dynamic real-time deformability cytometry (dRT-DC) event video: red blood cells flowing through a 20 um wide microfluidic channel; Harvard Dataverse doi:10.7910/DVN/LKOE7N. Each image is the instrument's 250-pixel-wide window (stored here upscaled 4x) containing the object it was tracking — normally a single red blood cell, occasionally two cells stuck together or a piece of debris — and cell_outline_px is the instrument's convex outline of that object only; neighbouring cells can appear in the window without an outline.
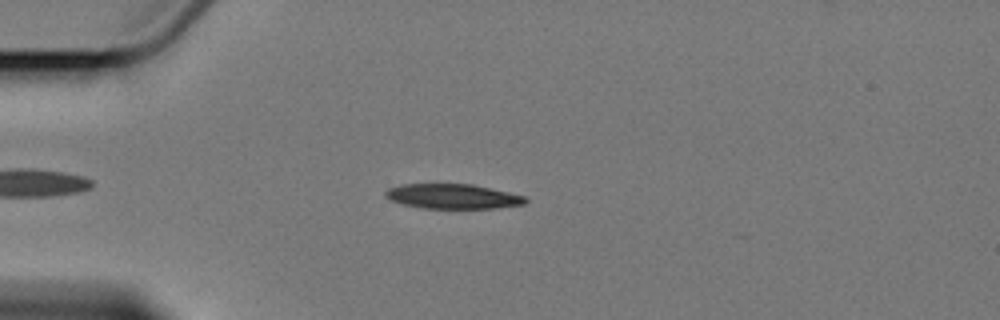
{"species": "Egyptian fruit bat (a non-hibernating species)", "species_latin": "Rousettus aegyptiacus", "temperature_condition": "cold", "stored_images_in_passage": 7, "camera_frame_rate_fps": 3000, "um_per_image_px": 0.085, "animal": {"sex": "female"}, "frame": {"image": 1, "passage_image": 5, "time_ms": 4.667, "image_size_px": [1000, 320], "cell_outline_px": [[528, 200], [524, 204], [496, 208], [424, 208], [404, 204], [392, 200], [384, 196], [384, 192], [388, 188], [400, 184], [472, 184], [508, 192], [524, 196]], "centroid_in_image_um": [38.47, 16.68], "position_along_channel_um": 46.5, "area_um2": 20.06}}
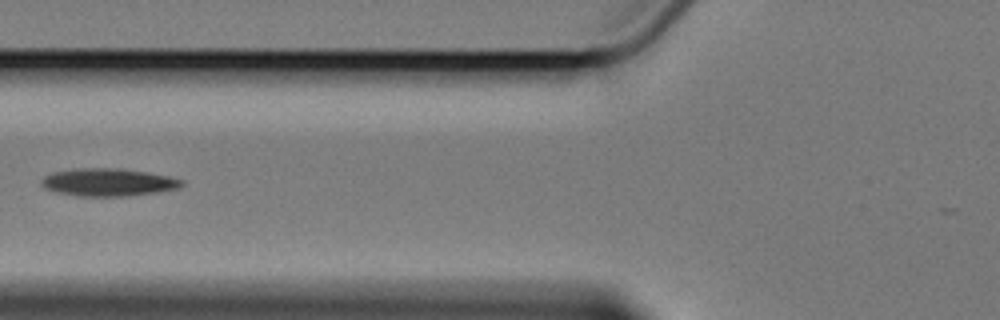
{"frame": {"image": 2, "passage_image": 7, "time_ms": 7.333, "image_size_px": [1000, 320], "cell_outline_px": [[184, 184], [180, 188], [156, 192], [128, 196], [76, 196], [56, 192], [44, 188], [40, 184], [40, 180], [44, 176], [56, 172], [76, 168], [120, 168], [148, 172], [168, 176], [184, 180]], "centroid_in_image_um": [9.2, 15.49], "position_along_channel_um": 116.6, "area_um2": 22.77}}